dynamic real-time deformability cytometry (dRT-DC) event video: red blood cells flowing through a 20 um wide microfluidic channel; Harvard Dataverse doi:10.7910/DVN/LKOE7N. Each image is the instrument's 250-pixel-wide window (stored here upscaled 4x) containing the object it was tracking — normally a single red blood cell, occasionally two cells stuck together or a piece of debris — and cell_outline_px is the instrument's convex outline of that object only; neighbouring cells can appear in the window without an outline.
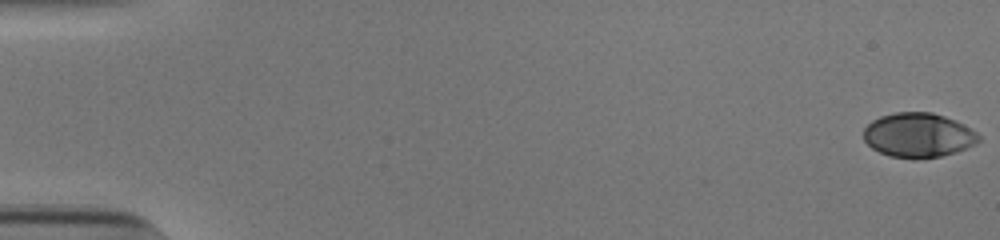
{"species": "human", "species_latin": "Homo sapiens", "temperature_condition": "cold", "stored_images_in_passage": 54, "camera_frame_rate_fps": 3000, "um_per_image_px": 0.085, "donor": {"sex": "male"}, "frame": {"image": 1, "passage_image": 1, "time_ms": 0.0, "image_size_px": [1000, 240], "cell_outline_px": [[980, 140], [976, 144], [956, 152], [940, 156], [916, 160], [888, 156], [872, 148], [864, 140], [864, 128], [872, 120], [880, 116], [896, 112], [932, 112], [956, 120], [972, 128], [980, 136]], "centroid_in_image_um": [78.07, 11.5], "position_along_channel_um": 6.9, "area_um2": 30.17}}
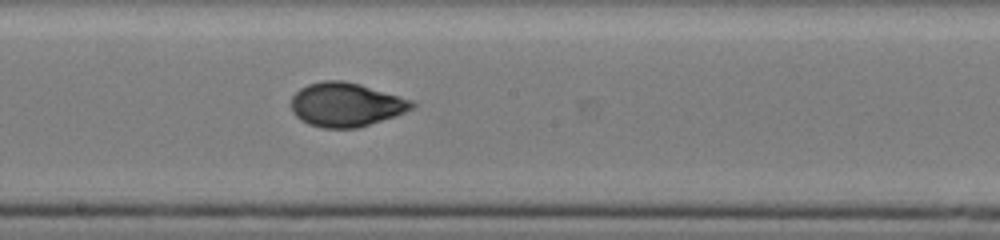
{"frame": {"image": 2, "passage_image": 31, "time_ms": 10.0, "image_size_px": [1000, 240], "cell_outline_px": [[416, 104], [412, 108], [404, 112], [356, 128], [324, 128], [308, 124], [300, 120], [292, 112], [292, 96], [300, 88], [308, 84], [324, 80], [344, 80], [360, 84], [412, 100]], "centroid_in_image_um": [29.36, 8.88], "position_along_channel_um": 218.8, "area_um2": 30.63}}
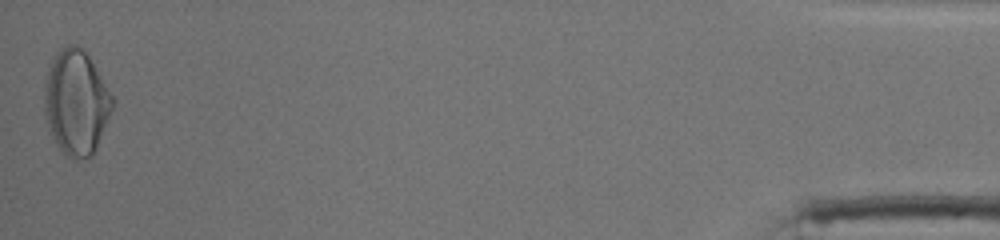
{"frame": {"image": 3, "passage_image": 54, "time_ms": 17.667, "image_size_px": [1000, 240], "cell_outline_px": [[116, 100], [96, 148], [92, 156], [76, 160], [72, 160], [56, 144], [48, 124], [44, 112], [44, 84], [48, 68], [52, 56], [56, 52], [68, 44], [76, 44], [88, 56]], "centroid_in_image_um": [6.47, 8.7], "position_along_channel_um": 428.7, "area_um2": 41.56}, "authors_computed_cell_mechanics": {"area_um2": 30.4028, "velocity_mm_per_s": 3.8688, "shape_relaxation_time_tau1_ms": 4.1239, "shape_relaxation_time_tau2_ms": 0.8438, "deformation_change_tau1": 0.1681, "deformation_change_tau2": 0.0464}}